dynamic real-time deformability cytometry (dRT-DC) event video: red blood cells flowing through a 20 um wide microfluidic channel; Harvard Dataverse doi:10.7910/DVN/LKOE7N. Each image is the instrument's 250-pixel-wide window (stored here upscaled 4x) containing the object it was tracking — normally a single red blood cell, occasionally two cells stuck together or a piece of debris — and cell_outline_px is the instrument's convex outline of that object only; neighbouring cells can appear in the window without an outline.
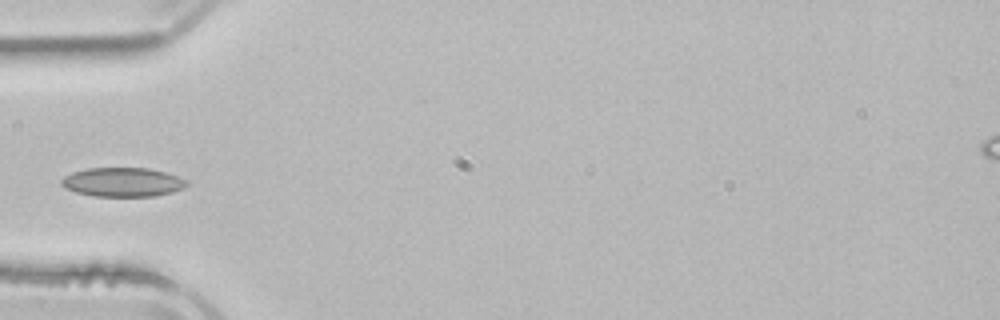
{"species": "common noctule bat (a hibernating species)", "species_latin": "Nyctalus noctula", "temperature_condition": "room temperature", "stored_images_in_passage": 4, "camera_frame_rate_fps": 3000, "um_per_image_px": 0.085, "animal": {"sex": "male", "body_mass_g": 21.5, "forearm_length_mm": 52.0}, "frame": {"image": 1, "passage_image": 4, "time_ms": 4.667, "image_size_px": [1000, 320], "cell_outline_px": [[188, 184], [184, 188], [172, 192], [152, 196], [92, 196], [76, 192], [60, 184], [60, 180], [64, 176], [72, 172], [88, 168], [148, 168], [164, 172], [188, 180]], "centroid_in_image_um": [10.42, 15.48], "position_along_channel_um": 74.6, "area_um2": 21.15}}